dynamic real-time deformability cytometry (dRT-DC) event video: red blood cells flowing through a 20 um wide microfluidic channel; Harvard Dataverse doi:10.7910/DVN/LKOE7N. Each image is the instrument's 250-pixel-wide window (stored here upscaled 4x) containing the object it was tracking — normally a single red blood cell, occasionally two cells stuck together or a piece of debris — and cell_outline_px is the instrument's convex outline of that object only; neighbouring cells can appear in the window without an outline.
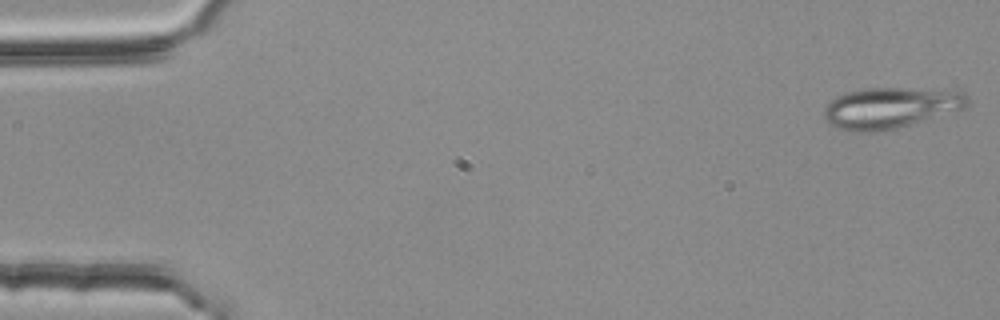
{"species": "common noctule bat (a hibernating species)", "species_latin": "Nyctalus noctula", "temperature_condition": "room temperature", "stored_images_in_passage": 54, "camera_frame_rate_fps": 3000, "um_per_image_px": 0.085, "animal": {"sex": "female", "body_mass_g": 25.1}, "frame": {"image": 1, "passage_image": 1, "time_ms": 0.0, "image_size_px": [1000, 320], "cell_outline_px": [[972, 100], [964, 108], [896, 128], [876, 132], [848, 132], [832, 124], [824, 116], [824, 108], [836, 96], [860, 88], [904, 88], [956, 92], [968, 96]], "centroid_in_image_um": [75.64, 9.17], "position_along_channel_um": 9.4, "area_um2": 33.64}}
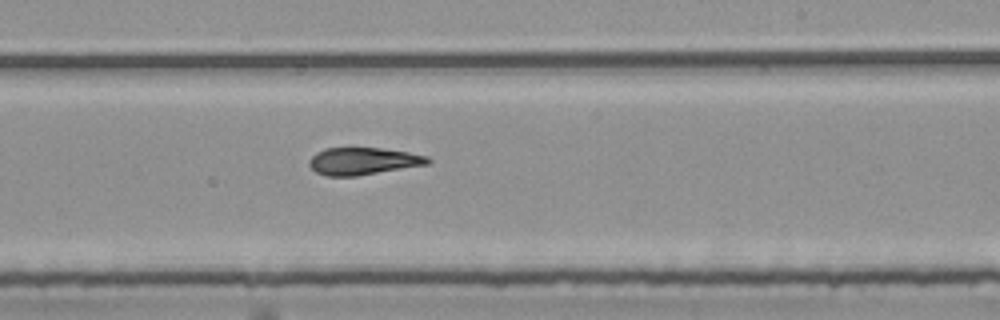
{"frame": {"image": 2, "passage_image": 32, "time_ms": 10.333, "image_size_px": [1000, 320], "cell_outline_px": [[432, 160], [428, 164], [356, 176], [324, 176], [316, 172], [308, 164], [308, 160], [316, 152], [324, 148], [380, 148], [408, 152], [428, 156]], "centroid_in_image_um": [30.84, 13.69], "position_along_channel_um": 258.2, "area_um2": 18.84}}
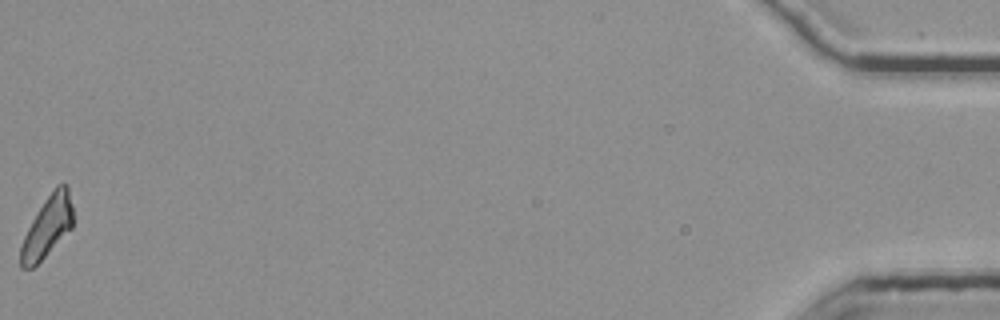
{"frame": {"image": 3, "passage_image": 54, "time_ms": 17.667, "image_size_px": [1000, 320], "cell_outline_px": [[72, 228], [32, 268], [20, 268], [20, 248], [24, 236], [32, 220], [44, 200], [56, 184], [64, 180], [68, 184], [72, 204]], "centroid_in_image_um": [4.04, 19.2], "position_along_channel_um": 431.2, "area_um2": 18.5}, "authors_computed_cell_mechanics": {"area_um2": 19.4497, "velocity_mm_per_s": 3.7594, "shape_relaxation_time_tau1_ms": null, "shape_relaxation_time_tau2_ms": 2.5168, "deformation_change_tau1": null, "deformation_change_tau2": 0.1063}}